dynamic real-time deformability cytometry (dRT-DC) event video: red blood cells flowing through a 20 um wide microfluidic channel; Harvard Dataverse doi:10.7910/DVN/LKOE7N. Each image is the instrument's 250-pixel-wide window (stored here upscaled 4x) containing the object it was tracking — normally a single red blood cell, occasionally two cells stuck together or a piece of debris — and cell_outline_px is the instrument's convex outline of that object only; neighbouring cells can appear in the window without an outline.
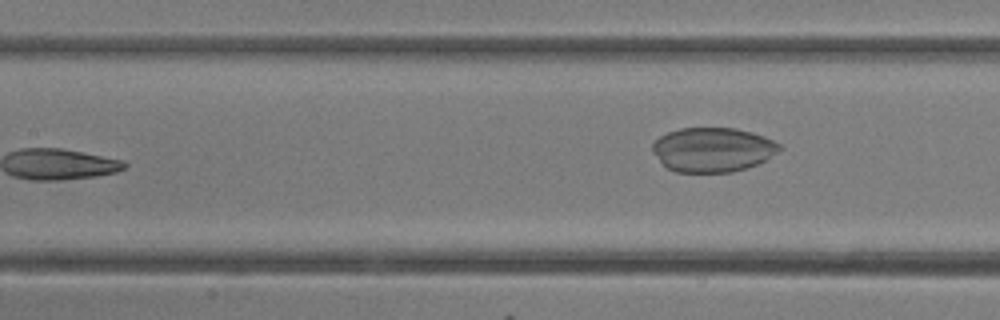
{"species": "common noctule bat (a hibernating species)", "species_latin": "Nyctalus noctula", "temperature_condition": "room temperature", "stored_images_in_passage": 8, "segment_of_instrument_passage": [2, 2], "camera_frame_rate_fps": 3000, "um_per_image_px": 0.085, "animal": {"sex": "female"}, "frame": {"image": 1, "passage_image": 8, "time_ms": 2.333, "image_size_px": [1000, 320], "cell_outline_px": [[780, 152], [748, 168], [732, 172], [676, 172], [668, 168], [652, 152], [652, 144], [660, 136], [668, 132], [680, 128], [736, 128], [752, 132], [764, 136], [780, 144]], "centroid_in_image_um": [60.59, 12.72], "position_along_channel_um": 146.8, "area_um2": 32.83}}